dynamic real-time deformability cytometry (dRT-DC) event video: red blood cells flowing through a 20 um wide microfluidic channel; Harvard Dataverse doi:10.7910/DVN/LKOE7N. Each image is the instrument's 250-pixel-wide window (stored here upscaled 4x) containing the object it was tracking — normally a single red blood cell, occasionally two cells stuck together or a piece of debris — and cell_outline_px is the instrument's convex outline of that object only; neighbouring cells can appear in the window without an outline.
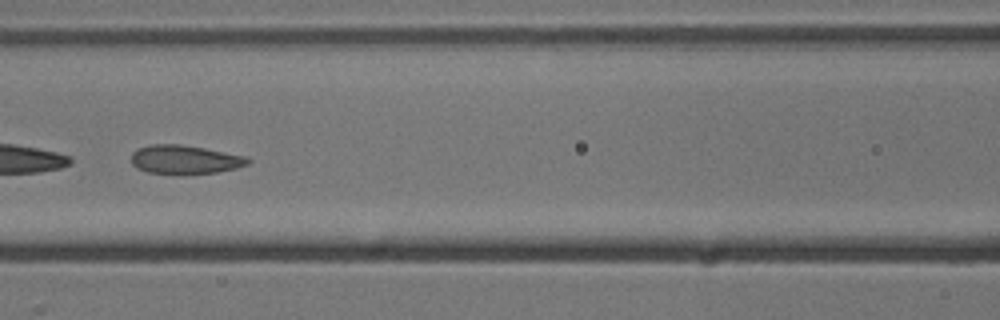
{"species": "common noctule bat (a hibernating species)", "species_latin": "Nyctalus noctula", "temperature_condition": "cold", "stored_images_in_passage": 6, "camera_frame_rate_fps": 3000, "um_per_image_px": 0.085, "animal": {"sex": "male", "body_mass_g": 13.3}, "frame": {"image": 1, "passage_image": 6, "time_ms": 6.0, "image_size_px": [1000, 320], "cell_outline_px": [[252, 160], [248, 164], [236, 168], [216, 172], [184, 176], [148, 172], [136, 168], [132, 164], [132, 152], [136, 148], [152, 144], [180, 144], [204, 148], [248, 156]], "centroid_in_image_um": [15.72, 13.58], "position_along_channel_um": 150.9, "area_um2": 20.11}}